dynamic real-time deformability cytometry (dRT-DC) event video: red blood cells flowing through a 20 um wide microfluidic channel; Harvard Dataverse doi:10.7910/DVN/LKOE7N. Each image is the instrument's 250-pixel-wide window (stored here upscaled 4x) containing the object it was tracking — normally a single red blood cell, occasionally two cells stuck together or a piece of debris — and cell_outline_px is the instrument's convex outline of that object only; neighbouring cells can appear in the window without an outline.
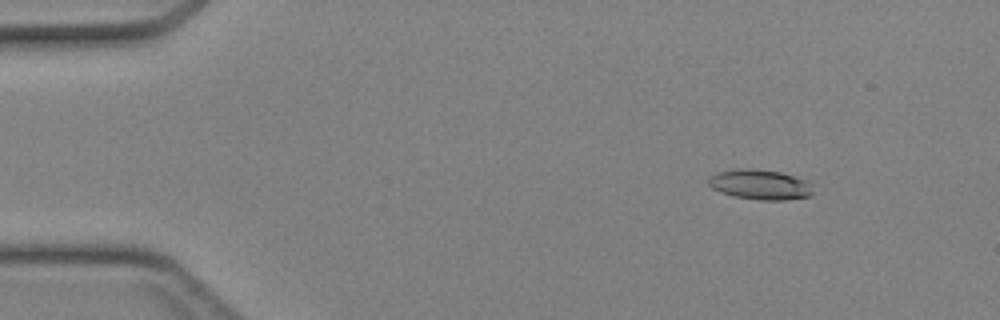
{"species": "Egyptian fruit bat (a non-hibernating species)", "species_latin": "Rousettus aegyptiacus", "temperature_condition": "cold", "stored_images_in_passage": 44, "camera_frame_rate_fps": 3000, "um_per_image_px": 0.085, "animal": {"sex": "female"}, "frame": {"image": 1, "passage_image": 5, "time_ms": 1.333, "image_size_px": [1000, 320], "cell_outline_px": [[812, 196], [784, 200], [760, 200], [732, 196], [720, 192], [712, 188], [708, 184], [708, 176], [716, 172], [740, 168], [752, 168], [780, 172], [804, 180], [812, 184]], "centroid_in_image_um": [64.57, 15.69], "position_along_channel_um": 20.4, "area_um2": 18.44}}
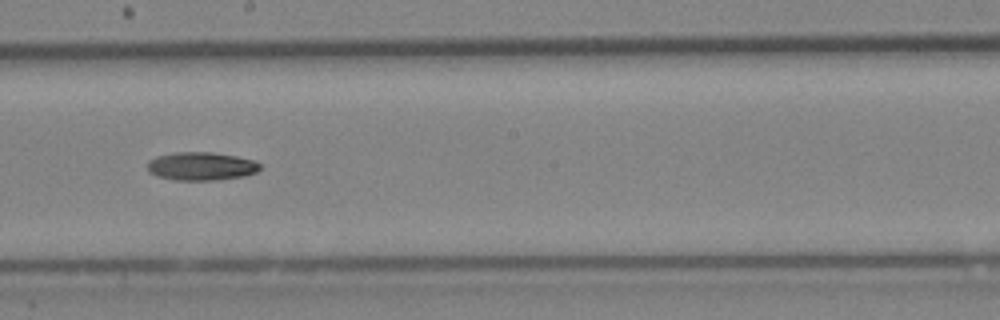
{"frame": {"image": 2, "passage_image": 25, "time_ms": 8.0, "image_size_px": [1000, 320], "cell_outline_px": [[260, 168], [256, 172], [244, 176], [212, 180], [176, 180], [156, 176], [148, 172], [148, 160], [156, 156], [176, 152], [212, 152], [236, 156], [256, 160], [260, 164]], "centroid_in_image_um": [17.09, 14.12], "position_along_channel_um": 231.1, "area_um2": 18.61}}
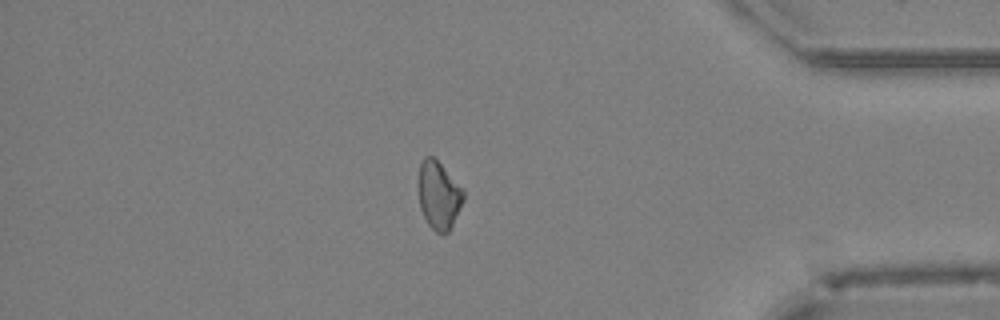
{"frame": {"image": 3, "passage_image": 38, "time_ms": 12.333, "image_size_px": [1000, 320], "cell_outline_px": [[464, 200], [448, 232], [444, 236], [436, 232], [428, 224], [420, 208], [420, 164], [424, 156], [432, 156], [464, 188]], "centroid_in_image_um": [37.33, 16.62], "position_along_channel_um": 397.9, "area_um2": 17.51}}